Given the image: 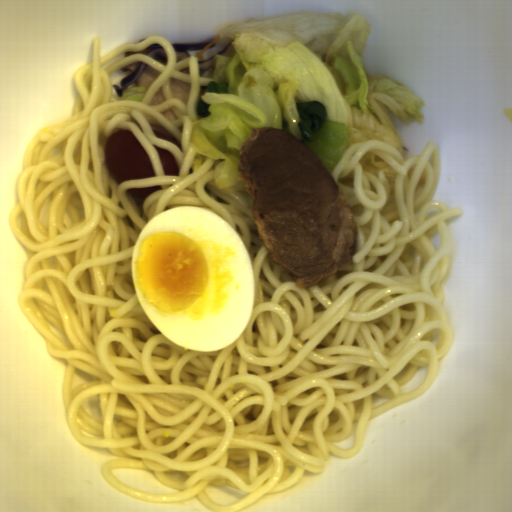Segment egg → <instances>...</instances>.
Here are the masks:
<instances>
[{
  "instance_id": "d2b9013d",
  "label": "egg",
  "mask_w": 512,
  "mask_h": 512,
  "mask_svg": "<svg viewBox=\"0 0 512 512\" xmlns=\"http://www.w3.org/2000/svg\"><path fill=\"white\" fill-rule=\"evenodd\" d=\"M132 272L149 321L175 345L219 351L250 321V256L236 231L210 210L179 206L152 218L135 242Z\"/></svg>"
}]
</instances>
